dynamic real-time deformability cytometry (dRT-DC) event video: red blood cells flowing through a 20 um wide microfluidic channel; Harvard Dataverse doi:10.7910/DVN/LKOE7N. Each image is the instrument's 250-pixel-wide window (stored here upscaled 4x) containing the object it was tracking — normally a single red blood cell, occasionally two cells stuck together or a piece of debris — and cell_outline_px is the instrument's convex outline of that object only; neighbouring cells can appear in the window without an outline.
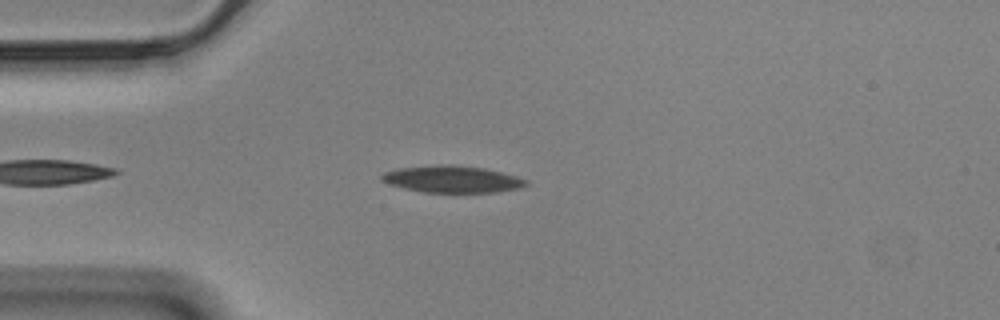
{"species": "Egyptian fruit bat (a non-hibernating species)", "species_latin": "Rousettus aegyptiacus", "temperature_condition": "cold", "stored_images_in_passage": 49, "camera_frame_rate_fps": 3000, "um_per_image_px": 0.085, "animal": {"sex": "male"}, "frame": {"image": 1, "passage_image": 7, "time_ms": 2.0, "image_size_px": [1000, 320], "cell_outline_px": [[528, 184], [520, 188], [496, 192], [424, 192], [404, 188], [388, 184], [380, 180], [380, 176], [384, 172], [396, 168], [440, 164], [452, 164], [484, 168], [516, 176], [528, 180]], "centroid_in_image_um": [38.4, 15.22], "position_along_channel_um": 46.6, "area_um2": 22.72}}
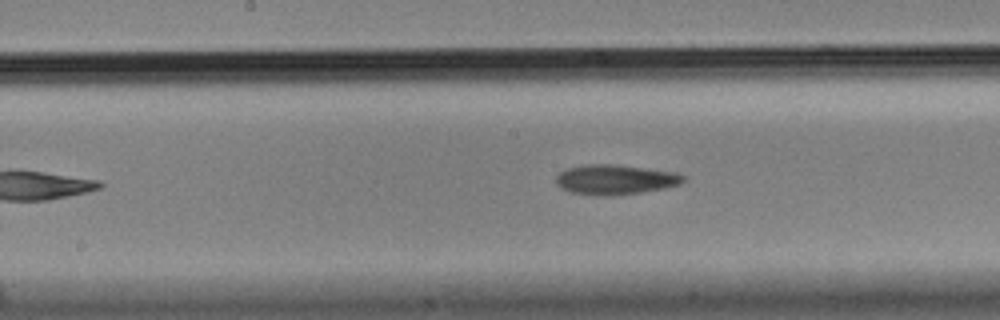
{"frame": {"image": 2, "passage_image": 21, "time_ms": 6.667, "image_size_px": [1000, 320], "cell_outline_px": [[684, 180], [680, 184], [664, 188], [640, 192], [608, 196], [600, 196], [572, 192], [560, 188], [556, 184], [556, 176], [560, 172], [568, 168], [584, 164], [612, 164], [676, 172], [684, 176]], "centroid_in_image_um": [52.26, 15.26], "position_along_channel_um": 195.9, "area_um2": 22.02}}
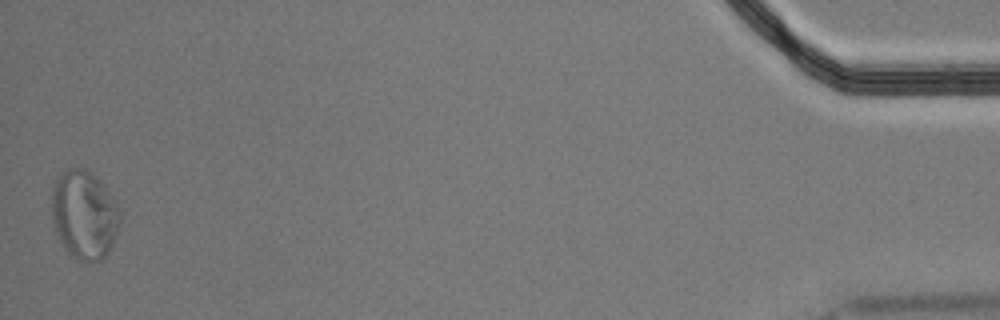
{"frame": {"image": 3, "passage_image": 49, "time_ms": 16.0, "image_size_px": [1000, 320], "cell_outline_px": [[120, 224], [112, 244], [108, 252], [100, 260], [80, 264], [68, 252], [56, 232], [52, 220], [52, 184], [68, 168], [84, 168], [96, 176], [104, 184], [116, 200], [120, 212]], "centroid_in_image_um": [7.17, 18.26], "position_along_channel_um": 428.0, "area_um2": 35.55}, "authors_computed_cell_mechanics": {"area_um2": 22.253, "velocity_mm_per_s": 3.4826, "shape_relaxation_time_tau1_ms": 8.9947, "shape_relaxation_time_tau2_ms": 9.4065, "deformation_change_tau1": 0.1757, "deformation_change_tau2": 0.1971}}